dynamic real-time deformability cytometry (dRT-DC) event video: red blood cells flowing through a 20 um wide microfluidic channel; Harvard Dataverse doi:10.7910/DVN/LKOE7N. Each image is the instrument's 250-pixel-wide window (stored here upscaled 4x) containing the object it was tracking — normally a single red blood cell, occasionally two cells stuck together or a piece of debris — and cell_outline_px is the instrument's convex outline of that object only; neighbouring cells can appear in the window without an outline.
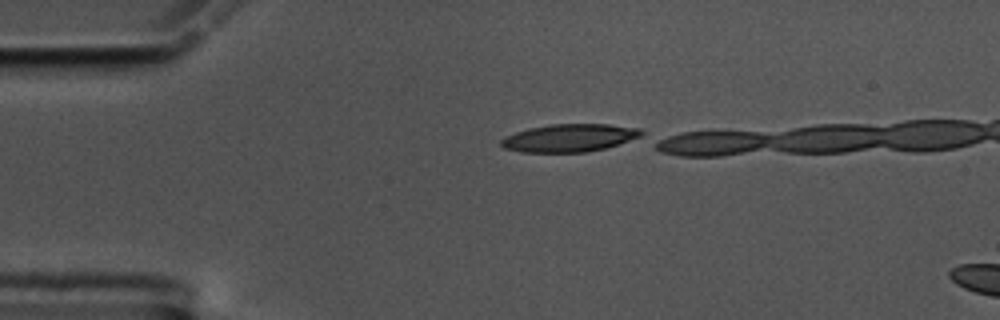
{"species": "common noctule bat (a hibernating species)", "species_latin": "Nyctalus noctula", "temperature_condition": "cold", "stored_images_in_passage": 5, "camera_frame_rate_fps": 3000, "um_per_image_px": 0.085, "animal": {"sex": "male", "body_mass_g": 17.5, "forearm_length_mm": 52.3}, "frame": {"image": 1, "passage_image": 1, "time_ms": 0.0, "image_size_px": [1000, 320], "cell_outline_px": [[644, 132], [640, 136], [604, 148], [584, 152], [524, 152], [504, 148], [500, 144], [500, 140], [504, 136], [528, 128], [548, 124], [608, 124], [640, 128]], "centroid_in_image_um": [48.35, 11.71], "position_along_channel_um": 36.7, "area_um2": 22.54}}